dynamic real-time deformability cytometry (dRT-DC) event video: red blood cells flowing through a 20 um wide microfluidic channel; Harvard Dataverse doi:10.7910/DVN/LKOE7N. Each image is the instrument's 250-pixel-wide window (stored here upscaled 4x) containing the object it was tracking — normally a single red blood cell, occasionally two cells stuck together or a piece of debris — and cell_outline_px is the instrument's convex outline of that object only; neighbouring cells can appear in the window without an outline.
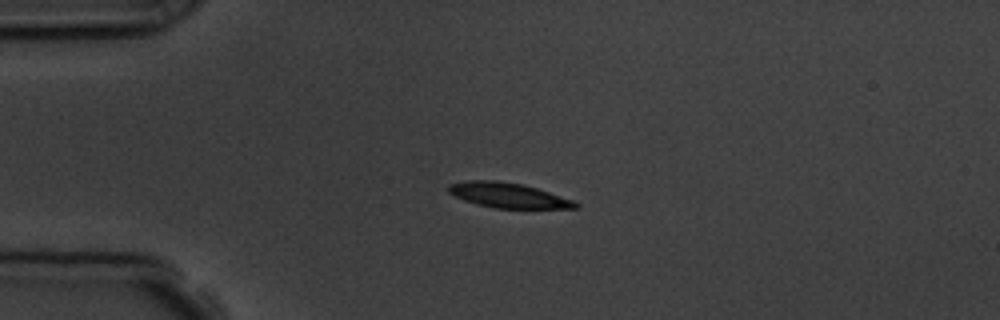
{"species": "common noctule bat (a hibernating species)", "species_latin": "Nyctalus noctula", "temperature_condition": "room temperature", "stored_images_in_passage": 5, "camera_frame_rate_fps": 3000, "um_per_image_px": 0.085, "animal": {"sex": "male", "body_mass_g": 19.5, "forearm_length_mm": 54.6}, "frame": {"image": 1, "passage_image": 4, "time_ms": 3.333, "image_size_px": [1000, 320], "cell_outline_px": [[580, 208], [496, 208], [476, 204], [464, 200], [448, 192], [448, 184], [468, 180], [496, 180], [524, 184], [572, 200], [580, 204]], "centroid_in_image_um": [43.17, 16.59], "position_along_channel_um": 41.8, "area_um2": 18.38}}